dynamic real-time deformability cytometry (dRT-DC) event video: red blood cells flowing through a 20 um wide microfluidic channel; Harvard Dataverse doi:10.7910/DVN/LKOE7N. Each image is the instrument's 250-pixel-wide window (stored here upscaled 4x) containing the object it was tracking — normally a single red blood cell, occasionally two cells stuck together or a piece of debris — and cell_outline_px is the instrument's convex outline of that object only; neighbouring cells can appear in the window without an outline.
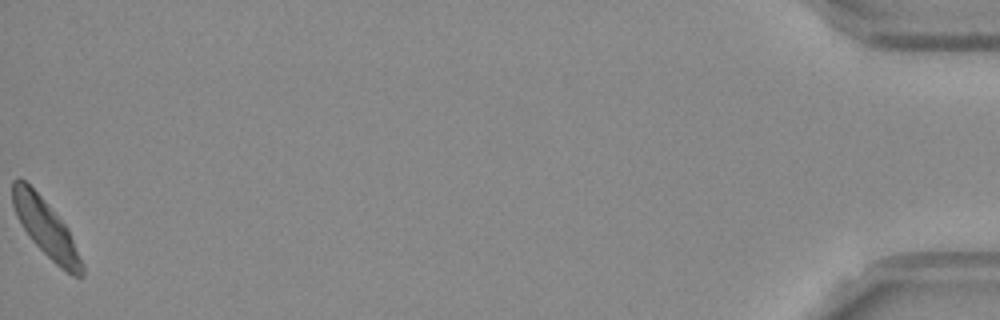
{"species": "Egyptian fruit bat (a non-hibernating species)", "species_latin": "Rousettus aegyptiacus", "temperature_condition": "room temperature", "stored_images_in_passage": 41, "camera_frame_rate_fps": 3000, "um_per_image_px": 0.085, "frame": {"image": 1, "passage_image": 41, "time_ms": 13.333, "image_size_px": [1000, 320], "cell_outline_px": [[84, 276], [72, 276], [60, 268], [32, 240], [16, 216], [12, 204], [12, 180], [24, 180], [40, 196], [68, 228], [84, 264]], "centroid_in_image_um": [3.92, 19.43], "position_along_channel_um": 431.3, "area_um2": 22.66}, "authors_computed_cell_mechanics": {"area_um2": 23.7558, "velocity_mm_per_s": 3.7258, "shape_relaxation_time_tau1_ms": 6.1442, "shape_relaxation_time_tau2_ms": 3.0982, "deformation_change_tau1": 0.1838, "deformation_change_tau2": 0.0811}}